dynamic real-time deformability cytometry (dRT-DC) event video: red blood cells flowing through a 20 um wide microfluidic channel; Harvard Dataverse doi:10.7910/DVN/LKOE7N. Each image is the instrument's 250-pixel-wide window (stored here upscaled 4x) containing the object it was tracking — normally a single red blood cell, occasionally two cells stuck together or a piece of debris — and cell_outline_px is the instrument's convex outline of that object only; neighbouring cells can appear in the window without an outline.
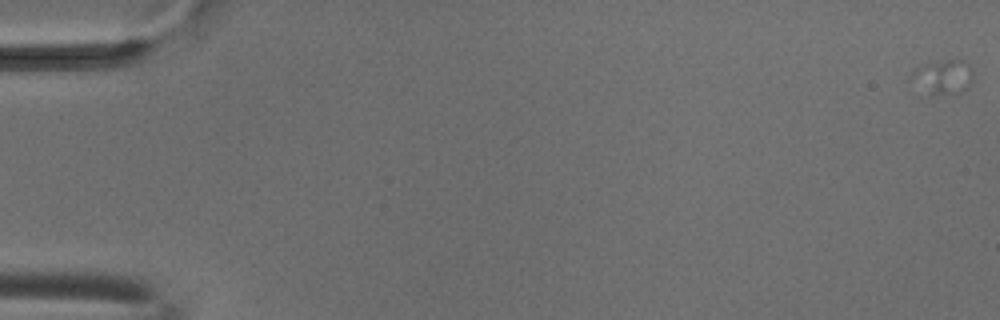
{"species": "common noctule bat (a hibernating species)", "species_latin": "Nyctalus noctula", "temperature_condition": "cold", "stored_images_in_passage": 2, "camera_frame_rate_fps": 3000, "um_per_image_px": 0.085, "animal": {"sex": "male", "body_mass_g": 18.8}, "frame": {"image": 1, "passage_image": 1, "time_ms": 0.0, "image_size_px": [1000, 320], "cell_outline_px": [[972, 80], [968, 88], [960, 92], [932, 96], [908, 80], [908, 76], [912, 68], [920, 64], [948, 60], [960, 60], [968, 64], [972, 68]], "centroid_in_image_um": [80.07, 6.54], "position_along_channel_um": 4.9, "area_um2": 12.77}}